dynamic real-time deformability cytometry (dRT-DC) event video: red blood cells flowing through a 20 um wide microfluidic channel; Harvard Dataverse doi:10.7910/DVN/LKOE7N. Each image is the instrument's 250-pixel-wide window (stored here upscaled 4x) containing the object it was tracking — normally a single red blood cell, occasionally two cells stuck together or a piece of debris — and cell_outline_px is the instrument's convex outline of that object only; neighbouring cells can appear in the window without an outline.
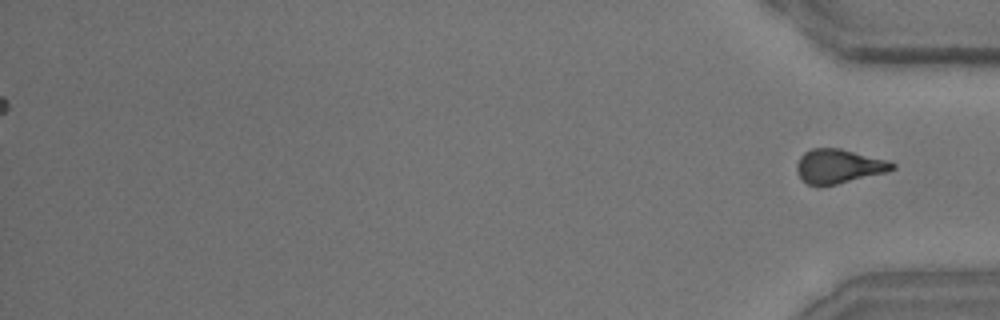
{"species": "common noctule bat (a hibernating species)", "species_latin": "Nyctalus noctula", "temperature_condition": "room temperature", "stored_images_in_passage": 41, "segment_of_instrument_passage": [2, 2], "camera_frame_rate_fps": 3000, "um_per_image_px": 0.085, "animal": {"sex": "male", "body_mass_g": 15.6}, "frame": {"image": 1, "passage_image": 41, "time_ms": 13.333, "image_size_px": [1000, 320], "cell_outline_px": [[896, 168], [884, 172], [820, 188], [808, 184], [800, 180], [796, 168], [796, 164], [800, 156], [804, 152], [812, 148], [840, 148], [888, 160], [896, 164]], "centroid_in_image_um": [71.23, 14.14], "position_along_channel_um": 364.0, "area_um2": 19.19}}